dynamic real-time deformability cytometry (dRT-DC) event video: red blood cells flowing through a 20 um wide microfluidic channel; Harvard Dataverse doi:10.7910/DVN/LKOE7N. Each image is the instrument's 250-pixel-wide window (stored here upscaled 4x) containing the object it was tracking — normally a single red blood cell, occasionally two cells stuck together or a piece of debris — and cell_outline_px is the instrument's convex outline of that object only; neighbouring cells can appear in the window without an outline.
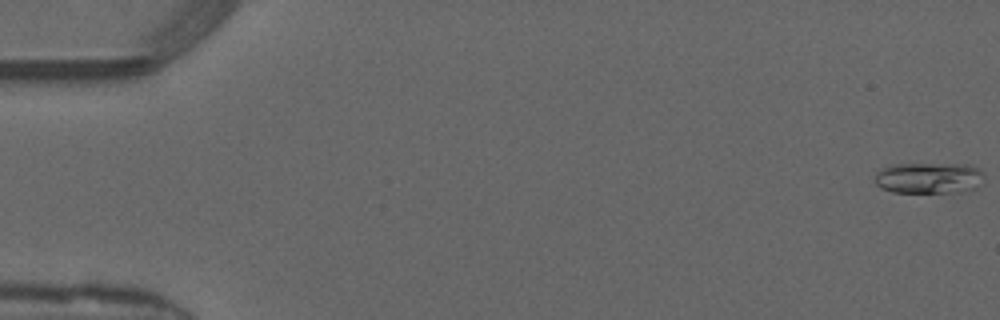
{"species": "common noctule bat (a hibernating species)", "species_latin": "Nyctalus noctula", "temperature_condition": "warm", "stored_images_in_passage": 50, "camera_frame_rate_fps": 3000, "um_per_image_px": 0.085, "animal": {"sex": "male", "forearm_length_mm": 52.5}, "frame": {"image": 1, "passage_image": 1, "time_ms": 0.0, "image_size_px": [1000, 320], "cell_outline_px": [[984, 176], [972, 188], [952, 192], [892, 192], [880, 188], [876, 184], [876, 172], [880, 168], [888, 164], [968, 164], [980, 168], [984, 172]], "centroid_in_image_um": [78.88, 15.1], "position_along_channel_um": 6.1, "area_um2": 19.71}}
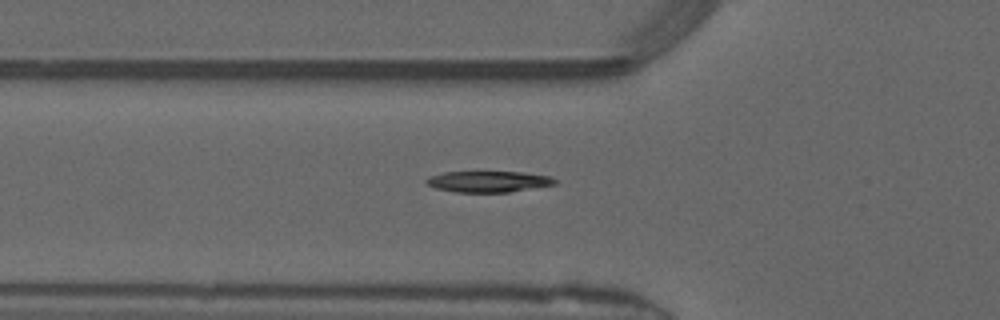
{"frame": {"image": 2, "passage_image": 18, "time_ms": 5.667, "image_size_px": [1000, 320], "cell_outline_px": [[556, 184], [508, 192], [456, 192], [436, 188], [424, 184], [424, 180], [428, 176], [444, 172], [520, 172], [548, 176], [556, 180]], "centroid_in_image_um": [41.43, 15.43], "position_along_channel_um": 84.4, "area_um2": 15.72}}
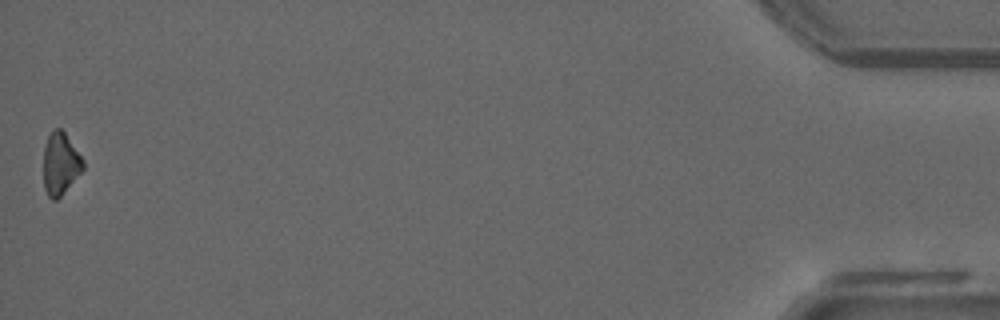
{"frame": {"image": 3, "passage_image": 50, "time_ms": 16.333, "image_size_px": [1000, 320], "cell_outline_px": [[84, 168], [60, 196], [56, 200], [52, 200], [48, 196], [44, 188], [44, 148], [48, 136], [56, 128], [60, 128], [64, 132], [84, 160]], "centroid_in_image_um": [5.13, 13.92], "position_along_channel_um": 430.1, "area_um2": 14.05}}